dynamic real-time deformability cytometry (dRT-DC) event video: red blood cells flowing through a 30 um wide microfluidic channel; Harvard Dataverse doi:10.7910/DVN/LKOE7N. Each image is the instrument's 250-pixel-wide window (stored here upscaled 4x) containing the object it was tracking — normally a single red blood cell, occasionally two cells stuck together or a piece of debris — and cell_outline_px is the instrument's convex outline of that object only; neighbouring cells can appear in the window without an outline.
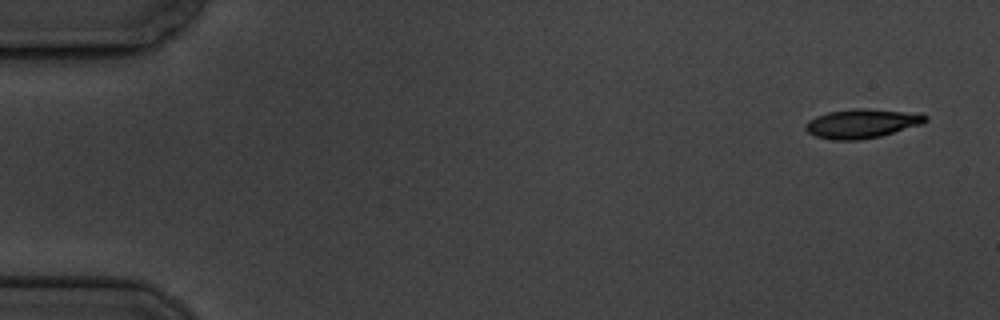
{"species": "common noctule bat (a hibernating species)", "species_latin": "Nyctalus noctula", "temperature_condition": "cold", "stored_images_in_passage": 6, "camera_frame_rate_fps": 3000, "um_per_image_px": 0.085, "animal": {"sex": "male", "body_mass_g": 19.5, "forearm_length_mm": 54.6}, "frame": {"image": 1, "passage_image": 1, "time_ms": 0.0, "image_size_px": [1000, 320], "cell_outline_px": [[928, 120], [924, 124], [880, 136], [856, 140], [832, 140], [816, 136], [808, 132], [804, 128], [808, 120], [816, 116], [828, 112], [852, 108], [868, 108], [920, 112], [928, 116]], "centroid_in_image_um": [73.32, 10.48], "position_along_channel_um": 11.7, "area_um2": 20.75}}
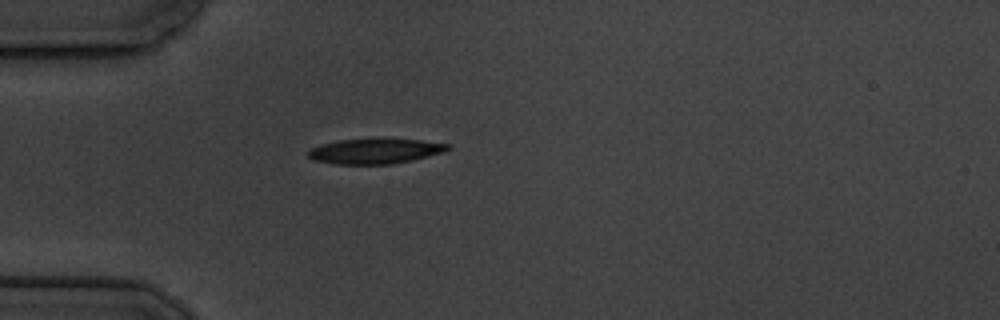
{"frame": {"image": 2, "passage_image": 5, "time_ms": 4.667, "image_size_px": [1000, 320], "cell_outline_px": [[452, 148], [444, 152], [412, 160], [392, 164], [332, 164], [312, 160], [304, 152], [308, 148], [340, 140], [420, 140], [452, 144]], "centroid_in_image_um": [31.85, 12.87], "position_along_channel_um": 53.1, "area_um2": 20.29}}